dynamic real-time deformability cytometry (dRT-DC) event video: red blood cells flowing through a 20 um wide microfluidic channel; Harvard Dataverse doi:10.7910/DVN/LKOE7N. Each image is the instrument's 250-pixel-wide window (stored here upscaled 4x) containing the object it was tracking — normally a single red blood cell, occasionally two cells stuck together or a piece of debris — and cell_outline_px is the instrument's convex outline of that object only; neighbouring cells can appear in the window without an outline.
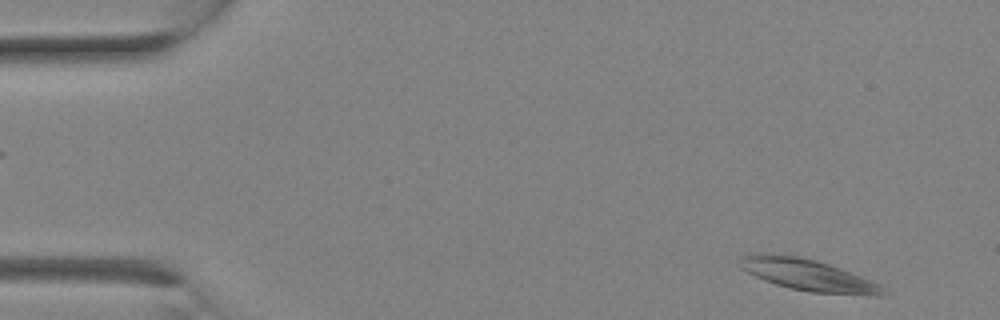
{"species": "Egyptian fruit bat (a non-hibernating species)", "species_latin": "Rousettus aegyptiacus", "temperature_condition": "room temperature", "stored_images_in_passage": 25, "camera_frame_rate_fps": 3000, "um_per_image_px": 0.085, "animal": {"sex": "female"}, "frame": {"image": 1, "passage_image": 1, "time_ms": 0.0, "image_size_px": [1000, 320], "cell_outline_px": [[888, 292], [884, 296], [868, 296], [812, 292], [792, 288], [776, 284], [764, 280], [740, 268], [740, 256], [756, 252], [772, 252], [800, 256], [816, 260], [840, 268], [872, 280], [880, 284]], "centroid_in_image_um": [68.7, 23.36], "position_along_channel_um": 16.3, "area_um2": 26.82}}
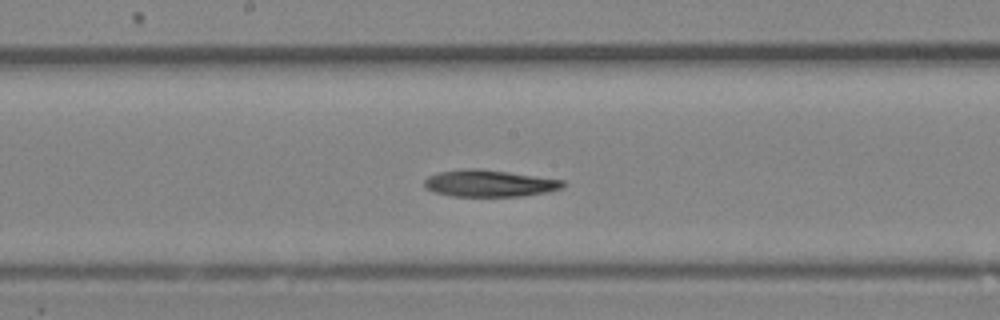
{"frame": {"image": 2, "passage_image": 13, "time_ms": 4.0, "image_size_px": [1000, 320], "cell_outline_px": [[564, 188], [548, 192], [524, 196], [452, 196], [436, 192], [424, 188], [424, 180], [428, 176], [436, 172], [464, 168], [480, 168], [564, 180]], "centroid_in_image_um": [41.58, 15.58], "position_along_channel_um": 206.6, "area_um2": 21.85}}
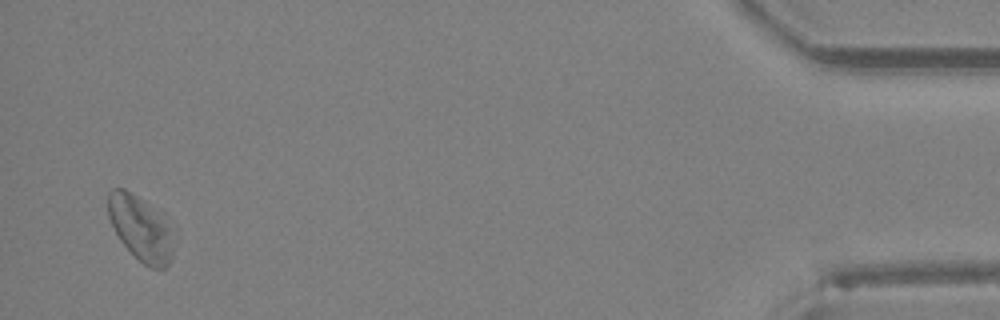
{"frame": {"image": 3, "passage_image": 25, "time_ms": 8.0, "image_size_px": [1000, 320], "cell_outline_px": [[172, 256], [168, 264], [164, 268], [152, 268], [144, 264], [120, 240], [108, 216], [108, 192], [112, 188], [124, 188], [132, 192], [168, 228], [172, 252]], "centroid_in_image_um": [11.85, 19.42], "position_along_channel_um": 423.4, "area_um2": 22.95}}